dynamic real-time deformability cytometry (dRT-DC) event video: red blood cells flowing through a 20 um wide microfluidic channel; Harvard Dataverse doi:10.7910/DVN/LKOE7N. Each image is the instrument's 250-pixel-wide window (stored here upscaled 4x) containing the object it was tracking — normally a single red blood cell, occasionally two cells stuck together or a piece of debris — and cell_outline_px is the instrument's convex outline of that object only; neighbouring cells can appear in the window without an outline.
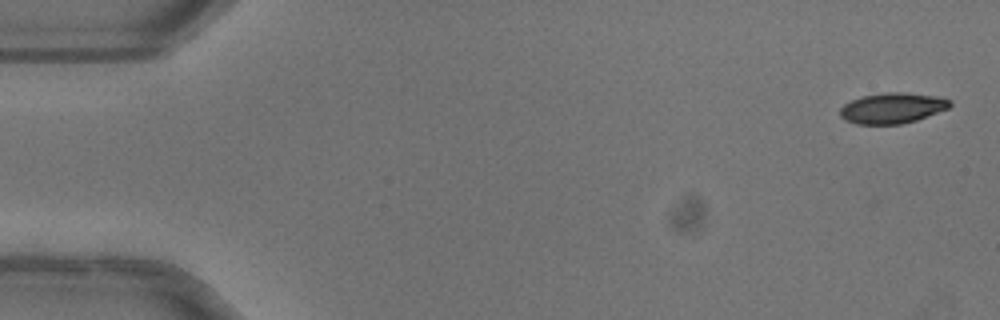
{"species": "common noctule bat (a hibernating species)", "species_latin": "Nyctalus noctula", "temperature_condition": "warm", "stored_images_in_passage": 11, "camera_frame_rate_fps": 3000, "um_per_image_px": 0.085, "animal": {"sex": "female"}, "frame": {"image": 1, "passage_image": 1, "time_ms": 0.0, "image_size_px": [1000, 320], "cell_outline_px": [[952, 104], [948, 108], [916, 120], [900, 124], [856, 124], [844, 120], [840, 116], [840, 108], [844, 104], [860, 96], [888, 92], [904, 92], [936, 96], [952, 100]], "centroid_in_image_um": [75.82, 9.18], "position_along_channel_um": 9.2, "area_um2": 19.59}}